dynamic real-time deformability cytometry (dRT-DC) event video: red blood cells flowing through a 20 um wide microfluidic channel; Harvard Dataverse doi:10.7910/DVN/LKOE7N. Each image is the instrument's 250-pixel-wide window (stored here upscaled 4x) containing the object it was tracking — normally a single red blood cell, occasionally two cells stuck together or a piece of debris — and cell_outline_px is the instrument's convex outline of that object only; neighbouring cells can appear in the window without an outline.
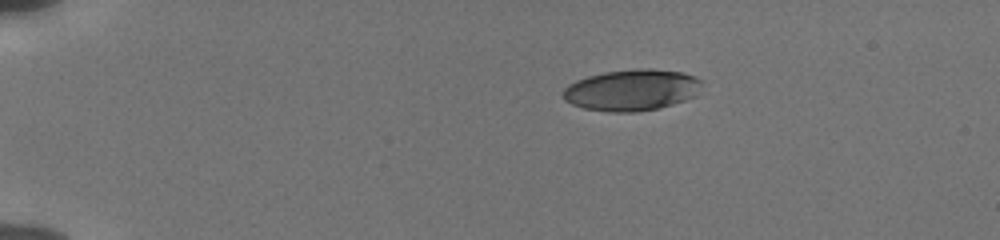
{"species": "human", "species_latin": "Homo sapiens", "temperature_condition": "cold", "stored_images_in_passage": 45, "camera_frame_rate_fps": 3000, "um_per_image_px": 0.085, "donor": {"sex": "male"}, "frame": {"image": 1, "passage_image": 1, "time_ms": 0.0, "image_size_px": [1000, 240], "cell_outline_px": [[704, 80], [696, 96], [660, 108], [636, 112], [608, 112], [584, 108], [572, 104], [564, 100], [564, 88], [568, 84], [576, 80], [588, 76], [604, 72], [640, 68], [652, 68], [680, 72], [696, 76]], "centroid_in_image_um": [53.73, 7.65], "position_along_channel_um": 31.3, "area_um2": 33.64}}
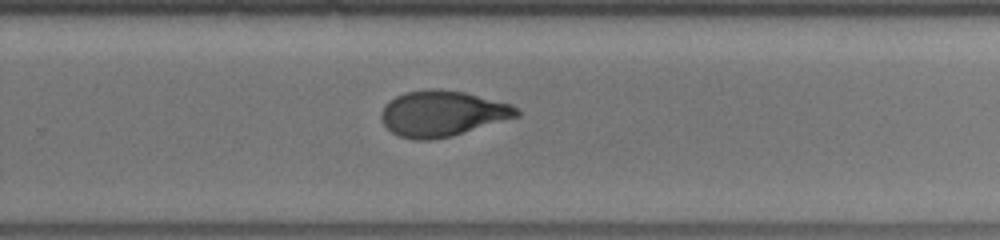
{"frame": {"image": 2, "passage_image": 28, "time_ms": 9.0, "image_size_px": [1000, 240], "cell_outline_px": [[520, 116], [452, 136], [432, 140], [416, 140], [400, 136], [392, 132], [380, 120], [380, 112], [384, 104], [388, 100], [404, 92], [428, 88], [440, 88], [464, 92], [512, 104], [520, 112]], "centroid_in_image_um": [37.57, 9.64], "position_along_channel_um": 292.2, "area_um2": 36.41}}
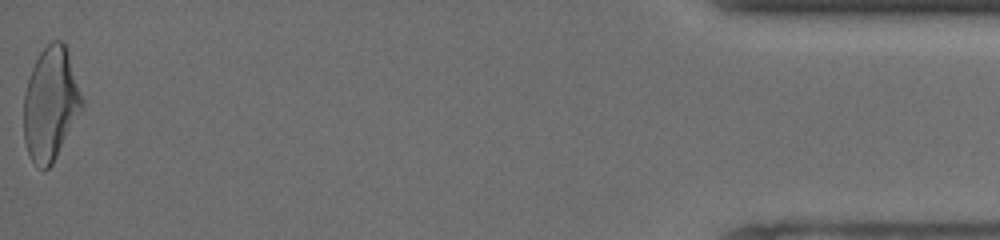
{"frame": {"image": 3, "passage_image": 45, "time_ms": 14.667, "image_size_px": [1000, 240], "cell_outline_px": [[84, 108], [52, 164], [48, 168], [40, 168], [32, 160], [28, 152], [24, 140], [24, 92], [32, 68], [40, 52], [52, 40], [60, 40], [64, 44], [68, 52], [84, 100]], "centroid_in_image_um": [4.32, 8.83], "position_along_channel_um": 430.9, "area_um2": 38.38}, "authors_computed_cell_mechanics": {"area_um2": 36.3562, "velocity_mm_per_s": 3.8503, "shape_relaxation_time_tau1_ms": 4.2699, "shape_relaxation_time_tau2_ms": 1.3206, "deformation_change_tau1": 0.1838, "deformation_change_tau2": 0.0693}}